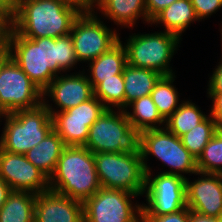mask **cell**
<instances>
[{
    "mask_svg": "<svg viewBox=\"0 0 222 222\" xmlns=\"http://www.w3.org/2000/svg\"><path fill=\"white\" fill-rule=\"evenodd\" d=\"M7 48L10 57L42 92L57 75L79 63L70 34L58 38H26L11 28Z\"/></svg>",
    "mask_w": 222,
    "mask_h": 222,
    "instance_id": "1",
    "label": "cell"
},
{
    "mask_svg": "<svg viewBox=\"0 0 222 222\" xmlns=\"http://www.w3.org/2000/svg\"><path fill=\"white\" fill-rule=\"evenodd\" d=\"M80 14L58 0H21L11 28L26 38H58L70 34Z\"/></svg>",
    "mask_w": 222,
    "mask_h": 222,
    "instance_id": "2",
    "label": "cell"
},
{
    "mask_svg": "<svg viewBox=\"0 0 222 222\" xmlns=\"http://www.w3.org/2000/svg\"><path fill=\"white\" fill-rule=\"evenodd\" d=\"M100 188L94 154L84 146H65L49 178V190L84 203Z\"/></svg>",
    "mask_w": 222,
    "mask_h": 222,
    "instance_id": "3",
    "label": "cell"
},
{
    "mask_svg": "<svg viewBox=\"0 0 222 222\" xmlns=\"http://www.w3.org/2000/svg\"><path fill=\"white\" fill-rule=\"evenodd\" d=\"M4 128L0 136V148L16 154H25L39 144L52 130L51 113L42 102L31 109L1 114Z\"/></svg>",
    "mask_w": 222,
    "mask_h": 222,
    "instance_id": "4",
    "label": "cell"
},
{
    "mask_svg": "<svg viewBox=\"0 0 222 222\" xmlns=\"http://www.w3.org/2000/svg\"><path fill=\"white\" fill-rule=\"evenodd\" d=\"M106 109L90 126L85 148L104 152L141 153V132L132 127L124 110Z\"/></svg>",
    "mask_w": 222,
    "mask_h": 222,
    "instance_id": "5",
    "label": "cell"
},
{
    "mask_svg": "<svg viewBox=\"0 0 222 222\" xmlns=\"http://www.w3.org/2000/svg\"><path fill=\"white\" fill-rule=\"evenodd\" d=\"M140 152L145 172H152L148 165L150 155L156 157L169 170L166 174H176L186 178L185 173L195 174L197 159L183 146L180 137L171 133L166 127L148 129L141 132Z\"/></svg>",
    "mask_w": 222,
    "mask_h": 222,
    "instance_id": "6",
    "label": "cell"
},
{
    "mask_svg": "<svg viewBox=\"0 0 222 222\" xmlns=\"http://www.w3.org/2000/svg\"><path fill=\"white\" fill-rule=\"evenodd\" d=\"M135 34V35H134ZM124 43L127 63L134 67L151 69L163 76L174 75L170 62L180 46V38L169 32L134 33Z\"/></svg>",
    "mask_w": 222,
    "mask_h": 222,
    "instance_id": "7",
    "label": "cell"
},
{
    "mask_svg": "<svg viewBox=\"0 0 222 222\" xmlns=\"http://www.w3.org/2000/svg\"><path fill=\"white\" fill-rule=\"evenodd\" d=\"M94 159L101 188L144 195L146 172L141 153H96Z\"/></svg>",
    "mask_w": 222,
    "mask_h": 222,
    "instance_id": "8",
    "label": "cell"
},
{
    "mask_svg": "<svg viewBox=\"0 0 222 222\" xmlns=\"http://www.w3.org/2000/svg\"><path fill=\"white\" fill-rule=\"evenodd\" d=\"M139 195L125 190L100 188L83 203L86 222H142V204L132 202Z\"/></svg>",
    "mask_w": 222,
    "mask_h": 222,
    "instance_id": "9",
    "label": "cell"
},
{
    "mask_svg": "<svg viewBox=\"0 0 222 222\" xmlns=\"http://www.w3.org/2000/svg\"><path fill=\"white\" fill-rule=\"evenodd\" d=\"M98 13L80 14L74 21L70 35L79 63H88L109 51L120 41V33L111 30Z\"/></svg>",
    "mask_w": 222,
    "mask_h": 222,
    "instance_id": "10",
    "label": "cell"
},
{
    "mask_svg": "<svg viewBox=\"0 0 222 222\" xmlns=\"http://www.w3.org/2000/svg\"><path fill=\"white\" fill-rule=\"evenodd\" d=\"M146 172L142 216H161L187 207L186 178L176 174Z\"/></svg>",
    "mask_w": 222,
    "mask_h": 222,
    "instance_id": "11",
    "label": "cell"
},
{
    "mask_svg": "<svg viewBox=\"0 0 222 222\" xmlns=\"http://www.w3.org/2000/svg\"><path fill=\"white\" fill-rule=\"evenodd\" d=\"M42 91L10 57L0 71V115L31 109L43 102Z\"/></svg>",
    "mask_w": 222,
    "mask_h": 222,
    "instance_id": "12",
    "label": "cell"
},
{
    "mask_svg": "<svg viewBox=\"0 0 222 222\" xmlns=\"http://www.w3.org/2000/svg\"><path fill=\"white\" fill-rule=\"evenodd\" d=\"M107 108L95 96L66 111L51 113L53 130L65 146H84L90 126Z\"/></svg>",
    "mask_w": 222,
    "mask_h": 222,
    "instance_id": "13",
    "label": "cell"
},
{
    "mask_svg": "<svg viewBox=\"0 0 222 222\" xmlns=\"http://www.w3.org/2000/svg\"><path fill=\"white\" fill-rule=\"evenodd\" d=\"M42 96L43 103L49 112L57 113L88 101L94 96V90L83 68V71L74 72V74L57 75L42 92ZM47 98L55 103L56 108L52 106V103L49 104Z\"/></svg>",
    "mask_w": 222,
    "mask_h": 222,
    "instance_id": "14",
    "label": "cell"
},
{
    "mask_svg": "<svg viewBox=\"0 0 222 222\" xmlns=\"http://www.w3.org/2000/svg\"><path fill=\"white\" fill-rule=\"evenodd\" d=\"M0 176L12 191H28L34 194L49 190L48 177L35 167L24 154H16L0 148Z\"/></svg>",
    "mask_w": 222,
    "mask_h": 222,
    "instance_id": "15",
    "label": "cell"
},
{
    "mask_svg": "<svg viewBox=\"0 0 222 222\" xmlns=\"http://www.w3.org/2000/svg\"><path fill=\"white\" fill-rule=\"evenodd\" d=\"M193 182L186 177V203L189 210L199 214L222 216V175L197 171ZM200 176V178H199Z\"/></svg>",
    "mask_w": 222,
    "mask_h": 222,
    "instance_id": "16",
    "label": "cell"
},
{
    "mask_svg": "<svg viewBox=\"0 0 222 222\" xmlns=\"http://www.w3.org/2000/svg\"><path fill=\"white\" fill-rule=\"evenodd\" d=\"M83 203L52 190L36 194L34 222H82Z\"/></svg>",
    "mask_w": 222,
    "mask_h": 222,
    "instance_id": "17",
    "label": "cell"
},
{
    "mask_svg": "<svg viewBox=\"0 0 222 222\" xmlns=\"http://www.w3.org/2000/svg\"><path fill=\"white\" fill-rule=\"evenodd\" d=\"M96 9L102 18L107 17L122 28H133L139 18L148 24L146 0H98Z\"/></svg>",
    "mask_w": 222,
    "mask_h": 222,
    "instance_id": "18",
    "label": "cell"
},
{
    "mask_svg": "<svg viewBox=\"0 0 222 222\" xmlns=\"http://www.w3.org/2000/svg\"><path fill=\"white\" fill-rule=\"evenodd\" d=\"M122 42L120 40L109 51L87 63L89 65L87 72L90 73L87 77L93 90L103 82V79L115 78L116 74H123L127 64V52Z\"/></svg>",
    "mask_w": 222,
    "mask_h": 222,
    "instance_id": "19",
    "label": "cell"
},
{
    "mask_svg": "<svg viewBox=\"0 0 222 222\" xmlns=\"http://www.w3.org/2000/svg\"><path fill=\"white\" fill-rule=\"evenodd\" d=\"M194 21L199 22V19L196 16L191 0H177L162 10L150 24L151 26L152 24L156 26L158 24L164 25L165 32L173 33L182 39V33Z\"/></svg>",
    "mask_w": 222,
    "mask_h": 222,
    "instance_id": "20",
    "label": "cell"
},
{
    "mask_svg": "<svg viewBox=\"0 0 222 222\" xmlns=\"http://www.w3.org/2000/svg\"><path fill=\"white\" fill-rule=\"evenodd\" d=\"M64 148L65 144L62 139L52 130L39 144L28 150L24 155L49 179L56 169Z\"/></svg>",
    "mask_w": 222,
    "mask_h": 222,
    "instance_id": "21",
    "label": "cell"
},
{
    "mask_svg": "<svg viewBox=\"0 0 222 222\" xmlns=\"http://www.w3.org/2000/svg\"><path fill=\"white\" fill-rule=\"evenodd\" d=\"M162 76L154 70L134 67L127 63L123 70L125 109L138 98L151 95Z\"/></svg>",
    "mask_w": 222,
    "mask_h": 222,
    "instance_id": "22",
    "label": "cell"
},
{
    "mask_svg": "<svg viewBox=\"0 0 222 222\" xmlns=\"http://www.w3.org/2000/svg\"><path fill=\"white\" fill-rule=\"evenodd\" d=\"M130 108L132 112H129ZM124 111L131 126L140 132L165 127L166 120L157 110L151 95L138 98L130 103Z\"/></svg>",
    "mask_w": 222,
    "mask_h": 222,
    "instance_id": "23",
    "label": "cell"
},
{
    "mask_svg": "<svg viewBox=\"0 0 222 222\" xmlns=\"http://www.w3.org/2000/svg\"><path fill=\"white\" fill-rule=\"evenodd\" d=\"M36 194L12 191L0 209V222H34Z\"/></svg>",
    "mask_w": 222,
    "mask_h": 222,
    "instance_id": "24",
    "label": "cell"
},
{
    "mask_svg": "<svg viewBox=\"0 0 222 222\" xmlns=\"http://www.w3.org/2000/svg\"><path fill=\"white\" fill-rule=\"evenodd\" d=\"M180 102L179 108L166 119L165 124V127L178 137L191 131L208 116L191 100Z\"/></svg>",
    "mask_w": 222,
    "mask_h": 222,
    "instance_id": "25",
    "label": "cell"
},
{
    "mask_svg": "<svg viewBox=\"0 0 222 222\" xmlns=\"http://www.w3.org/2000/svg\"><path fill=\"white\" fill-rule=\"evenodd\" d=\"M175 78V74L162 76L151 92L152 100L165 120L168 119L181 104L179 103L180 95L178 90L173 85Z\"/></svg>",
    "mask_w": 222,
    "mask_h": 222,
    "instance_id": "26",
    "label": "cell"
},
{
    "mask_svg": "<svg viewBox=\"0 0 222 222\" xmlns=\"http://www.w3.org/2000/svg\"><path fill=\"white\" fill-rule=\"evenodd\" d=\"M219 130L215 120L208 116L191 131L181 136L183 146L196 158L202 154L204 147Z\"/></svg>",
    "mask_w": 222,
    "mask_h": 222,
    "instance_id": "27",
    "label": "cell"
},
{
    "mask_svg": "<svg viewBox=\"0 0 222 222\" xmlns=\"http://www.w3.org/2000/svg\"><path fill=\"white\" fill-rule=\"evenodd\" d=\"M97 97L107 109L117 108L125 110V90L123 74H116L115 78L103 79L95 89ZM116 107V108H115Z\"/></svg>",
    "mask_w": 222,
    "mask_h": 222,
    "instance_id": "28",
    "label": "cell"
},
{
    "mask_svg": "<svg viewBox=\"0 0 222 222\" xmlns=\"http://www.w3.org/2000/svg\"><path fill=\"white\" fill-rule=\"evenodd\" d=\"M197 169L204 173L222 175V130L220 128L198 157Z\"/></svg>",
    "mask_w": 222,
    "mask_h": 222,
    "instance_id": "29",
    "label": "cell"
},
{
    "mask_svg": "<svg viewBox=\"0 0 222 222\" xmlns=\"http://www.w3.org/2000/svg\"><path fill=\"white\" fill-rule=\"evenodd\" d=\"M191 2L199 21L211 17L222 8V0H191Z\"/></svg>",
    "mask_w": 222,
    "mask_h": 222,
    "instance_id": "30",
    "label": "cell"
},
{
    "mask_svg": "<svg viewBox=\"0 0 222 222\" xmlns=\"http://www.w3.org/2000/svg\"><path fill=\"white\" fill-rule=\"evenodd\" d=\"M142 222H189V209L185 207L178 212L161 216H142Z\"/></svg>",
    "mask_w": 222,
    "mask_h": 222,
    "instance_id": "31",
    "label": "cell"
},
{
    "mask_svg": "<svg viewBox=\"0 0 222 222\" xmlns=\"http://www.w3.org/2000/svg\"><path fill=\"white\" fill-rule=\"evenodd\" d=\"M67 6L76 9L81 14L95 13L98 0H58Z\"/></svg>",
    "mask_w": 222,
    "mask_h": 222,
    "instance_id": "32",
    "label": "cell"
},
{
    "mask_svg": "<svg viewBox=\"0 0 222 222\" xmlns=\"http://www.w3.org/2000/svg\"><path fill=\"white\" fill-rule=\"evenodd\" d=\"M177 0H146L148 24L166 7Z\"/></svg>",
    "mask_w": 222,
    "mask_h": 222,
    "instance_id": "33",
    "label": "cell"
},
{
    "mask_svg": "<svg viewBox=\"0 0 222 222\" xmlns=\"http://www.w3.org/2000/svg\"><path fill=\"white\" fill-rule=\"evenodd\" d=\"M212 99V106L209 115L215 120L218 127L222 126V93H207Z\"/></svg>",
    "mask_w": 222,
    "mask_h": 222,
    "instance_id": "34",
    "label": "cell"
},
{
    "mask_svg": "<svg viewBox=\"0 0 222 222\" xmlns=\"http://www.w3.org/2000/svg\"><path fill=\"white\" fill-rule=\"evenodd\" d=\"M11 29V18L0 11V52L7 49L8 35Z\"/></svg>",
    "mask_w": 222,
    "mask_h": 222,
    "instance_id": "35",
    "label": "cell"
},
{
    "mask_svg": "<svg viewBox=\"0 0 222 222\" xmlns=\"http://www.w3.org/2000/svg\"><path fill=\"white\" fill-rule=\"evenodd\" d=\"M209 79L207 93H222V58Z\"/></svg>",
    "mask_w": 222,
    "mask_h": 222,
    "instance_id": "36",
    "label": "cell"
},
{
    "mask_svg": "<svg viewBox=\"0 0 222 222\" xmlns=\"http://www.w3.org/2000/svg\"><path fill=\"white\" fill-rule=\"evenodd\" d=\"M20 3L21 0H0V11L11 18L18 10Z\"/></svg>",
    "mask_w": 222,
    "mask_h": 222,
    "instance_id": "37",
    "label": "cell"
},
{
    "mask_svg": "<svg viewBox=\"0 0 222 222\" xmlns=\"http://www.w3.org/2000/svg\"><path fill=\"white\" fill-rule=\"evenodd\" d=\"M189 222H218L217 217H210L189 210Z\"/></svg>",
    "mask_w": 222,
    "mask_h": 222,
    "instance_id": "38",
    "label": "cell"
},
{
    "mask_svg": "<svg viewBox=\"0 0 222 222\" xmlns=\"http://www.w3.org/2000/svg\"><path fill=\"white\" fill-rule=\"evenodd\" d=\"M12 192L10 186L0 176V209L6 203L8 195Z\"/></svg>",
    "mask_w": 222,
    "mask_h": 222,
    "instance_id": "39",
    "label": "cell"
},
{
    "mask_svg": "<svg viewBox=\"0 0 222 222\" xmlns=\"http://www.w3.org/2000/svg\"><path fill=\"white\" fill-rule=\"evenodd\" d=\"M10 58L8 48L0 52V71L2 65Z\"/></svg>",
    "mask_w": 222,
    "mask_h": 222,
    "instance_id": "40",
    "label": "cell"
},
{
    "mask_svg": "<svg viewBox=\"0 0 222 222\" xmlns=\"http://www.w3.org/2000/svg\"><path fill=\"white\" fill-rule=\"evenodd\" d=\"M222 23V22H221ZM221 26V29H220V33H221V42H222V25H220ZM222 56V55H221Z\"/></svg>",
    "mask_w": 222,
    "mask_h": 222,
    "instance_id": "41",
    "label": "cell"
},
{
    "mask_svg": "<svg viewBox=\"0 0 222 222\" xmlns=\"http://www.w3.org/2000/svg\"><path fill=\"white\" fill-rule=\"evenodd\" d=\"M218 222H222V216L218 218Z\"/></svg>",
    "mask_w": 222,
    "mask_h": 222,
    "instance_id": "42",
    "label": "cell"
}]
</instances>
